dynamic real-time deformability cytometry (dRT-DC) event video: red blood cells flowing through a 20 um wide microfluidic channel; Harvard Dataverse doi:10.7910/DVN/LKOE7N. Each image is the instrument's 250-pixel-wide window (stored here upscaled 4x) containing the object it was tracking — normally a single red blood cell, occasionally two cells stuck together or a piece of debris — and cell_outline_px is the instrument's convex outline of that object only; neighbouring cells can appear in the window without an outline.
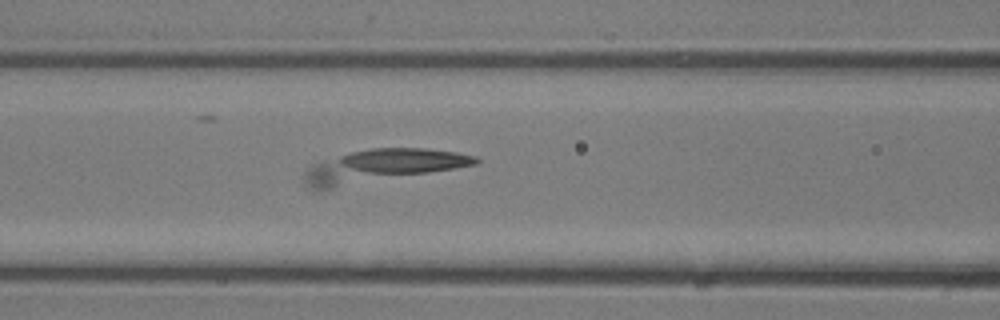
{"species": "common noctule bat (a hibernating species)", "species_latin": "Nyctalus noctula", "temperature_condition": "room temperature", "stored_images_in_passage": 41, "camera_frame_rate_fps": 3000, "um_per_image_px": 0.085, "animal": {"sex": "male", "body_mass_g": 13.3}, "frame": {"image": 1, "passage_image": 17, "time_ms": 5.333, "image_size_px": [1000, 320], "cell_outline_px": [[480, 160], [476, 164], [456, 168], [332, 188], [308, 188], [304, 180], [304, 172], [312, 164], [352, 152], [372, 148], [424, 148], [456, 152], [476, 156]], "centroid_in_image_um": [32.48, 14.1], "position_along_channel_um": 134.1, "area_um2": 31.91}}
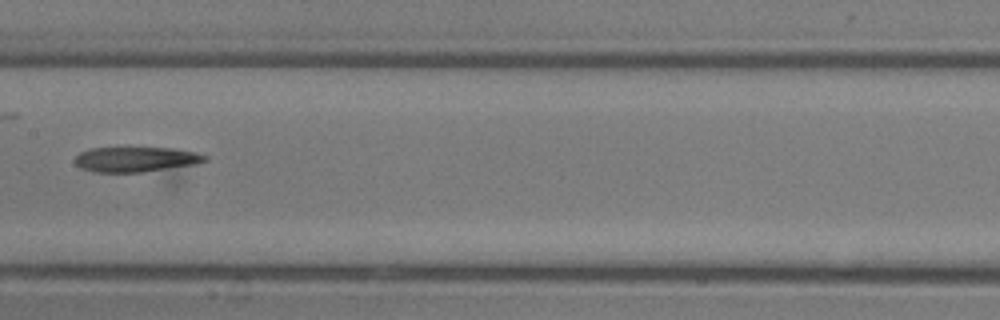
{"frame": {"image": 2, "passage_image": 20, "time_ms": 6.333, "image_size_px": [1000, 320], "cell_outline_px": [[208, 160], [176, 184], [96, 172], [80, 168], [76, 164], [76, 156], [80, 152], [92, 148], [172, 148], [196, 152], [208, 156]], "centroid_in_image_um": [12.1, 13.84], "position_along_channel_um": 195.3, "area_um2": 24.74}}